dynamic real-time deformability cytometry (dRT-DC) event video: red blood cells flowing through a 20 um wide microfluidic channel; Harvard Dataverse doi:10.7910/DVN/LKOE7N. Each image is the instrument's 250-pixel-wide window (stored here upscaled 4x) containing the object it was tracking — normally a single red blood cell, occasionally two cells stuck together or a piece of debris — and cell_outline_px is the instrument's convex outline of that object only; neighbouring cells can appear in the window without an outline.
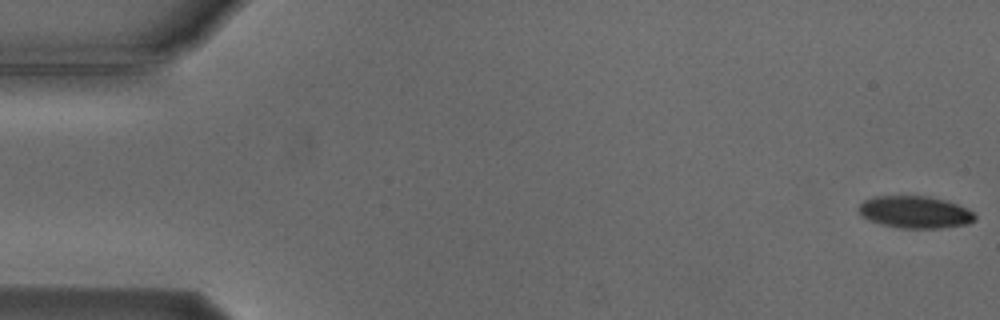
{"species": "Egyptian fruit bat (a non-hibernating species)", "species_latin": "Rousettus aegyptiacus", "temperature_condition": "cold", "stored_images_in_passage": 5, "camera_frame_rate_fps": 3000, "um_per_image_px": 0.085, "animal": {"sex": "male"}, "frame": {"image": 1, "passage_image": 1, "time_ms": 0.0, "image_size_px": [1000, 320], "cell_outline_px": [[976, 220], [968, 224], [940, 228], [900, 228], [880, 224], [860, 216], [860, 204], [864, 200], [876, 196], [928, 196], [944, 200], [968, 208], [976, 216]], "centroid_in_image_um": [77.79, 18.03], "position_along_channel_um": 7.2, "area_um2": 21.73}}
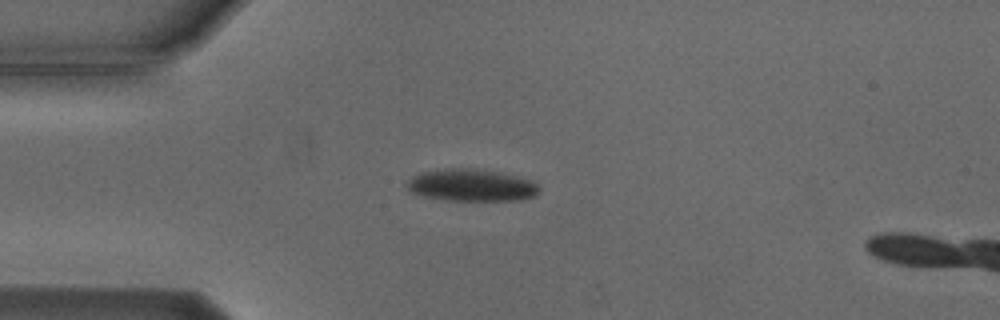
{"frame": {"image": 2, "passage_image": 4, "time_ms": 4.333, "image_size_px": [1000, 320], "cell_outline_px": [[540, 192], [536, 196], [520, 200], [444, 200], [424, 196], [412, 192], [404, 184], [412, 176], [420, 172], [444, 168], [472, 168], [500, 172], [532, 180], [540, 188]], "centroid_in_image_um": [40.07, 15.73], "position_along_channel_um": 44.9, "area_um2": 24.97}}